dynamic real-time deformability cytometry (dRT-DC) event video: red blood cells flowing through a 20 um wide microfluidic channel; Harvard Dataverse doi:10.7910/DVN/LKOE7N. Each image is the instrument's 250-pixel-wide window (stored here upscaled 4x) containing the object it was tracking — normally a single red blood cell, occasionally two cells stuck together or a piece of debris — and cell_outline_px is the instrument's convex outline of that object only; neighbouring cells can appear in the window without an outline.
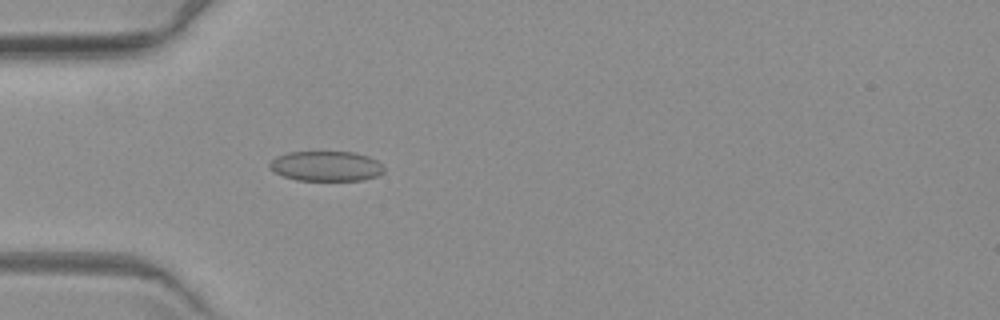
{"species": "common noctule bat (a hibernating species)", "species_latin": "Nyctalus noctula", "temperature_condition": "warm", "stored_images_in_passage": 6, "camera_frame_rate_fps": 3000, "um_per_image_px": 0.085, "animal": {"sex": "female", "body_mass_g": 19.3, "forearm_length_mm": 54.1}, "frame": {"image": 1, "passage_image": 6, "time_ms": 5.667, "image_size_px": [1000, 320], "cell_outline_px": [[384, 172], [376, 176], [364, 180], [296, 180], [284, 176], [268, 168], [268, 164], [276, 156], [288, 152], [356, 152], [368, 156], [376, 160], [384, 168]], "centroid_in_image_um": [27.71, 14.11], "position_along_channel_um": 57.3, "area_um2": 20.0}}